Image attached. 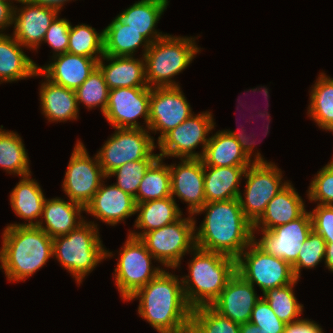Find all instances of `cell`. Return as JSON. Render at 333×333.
<instances>
[{"label": "cell", "instance_id": "1", "mask_svg": "<svg viewBox=\"0 0 333 333\" xmlns=\"http://www.w3.org/2000/svg\"><path fill=\"white\" fill-rule=\"evenodd\" d=\"M163 269L127 300H139L138 314L158 333H189L192 308L181 277Z\"/></svg>", "mask_w": 333, "mask_h": 333}, {"label": "cell", "instance_id": "2", "mask_svg": "<svg viewBox=\"0 0 333 333\" xmlns=\"http://www.w3.org/2000/svg\"><path fill=\"white\" fill-rule=\"evenodd\" d=\"M203 212L199 228L194 217L196 247L237 259L253 241V224L244 216L238 198L205 203L193 216Z\"/></svg>", "mask_w": 333, "mask_h": 333}, {"label": "cell", "instance_id": "3", "mask_svg": "<svg viewBox=\"0 0 333 333\" xmlns=\"http://www.w3.org/2000/svg\"><path fill=\"white\" fill-rule=\"evenodd\" d=\"M53 258V238L38 226H6L0 247V270L7 280L25 282Z\"/></svg>", "mask_w": 333, "mask_h": 333}, {"label": "cell", "instance_id": "4", "mask_svg": "<svg viewBox=\"0 0 333 333\" xmlns=\"http://www.w3.org/2000/svg\"><path fill=\"white\" fill-rule=\"evenodd\" d=\"M188 262V275L182 276L184 295L194 309L210 306L236 273V259L194 247Z\"/></svg>", "mask_w": 333, "mask_h": 333}, {"label": "cell", "instance_id": "5", "mask_svg": "<svg viewBox=\"0 0 333 333\" xmlns=\"http://www.w3.org/2000/svg\"><path fill=\"white\" fill-rule=\"evenodd\" d=\"M97 225L94 221L85 220L68 234L53 238V257L78 285L99 263L113 256L103 247Z\"/></svg>", "mask_w": 333, "mask_h": 333}, {"label": "cell", "instance_id": "6", "mask_svg": "<svg viewBox=\"0 0 333 333\" xmlns=\"http://www.w3.org/2000/svg\"><path fill=\"white\" fill-rule=\"evenodd\" d=\"M197 38L166 34L150 44L143 56L146 82L150 88L180 86L172 78L185 70L201 51L196 45Z\"/></svg>", "mask_w": 333, "mask_h": 333}, {"label": "cell", "instance_id": "7", "mask_svg": "<svg viewBox=\"0 0 333 333\" xmlns=\"http://www.w3.org/2000/svg\"><path fill=\"white\" fill-rule=\"evenodd\" d=\"M194 228L193 215L181 216L173 223L145 233L140 240L162 267L175 270L181 266L183 256L196 246Z\"/></svg>", "mask_w": 333, "mask_h": 333}, {"label": "cell", "instance_id": "8", "mask_svg": "<svg viewBox=\"0 0 333 333\" xmlns=\"http://www.w3.org/2000/svg\"><path fill=\"white\" fill-rule=\"evenodd\" d=\"M113 133L97 151L99 164L106 177L130 161L157 160V147L148 129L114 128Z\"/></svg>", "mask_w": 333, "mask_h": 333}, {"label": "cell", "instance_id": "9", "mask_svg": "<svg viewBox=\"0 0 333 333\" xmlns=\"http://www.w3.org/2000/svg\"><path fill=\"white\" fill-rule=\"evenodd\" d=\"M124 246L119 250V258L113 278L121 299L127 301L139 288L155 278L164 268L152 266L156 259L139 239L127 235Z\"/></svg>", "mask_w": 333, "mask_h": 333}, {"label": "cell", "instance_id": "10", "mask_svg": "<svg viewBox=\"0 0 333 333\" xmlns=\"http://www.w3.org/2000/svg\"><path fill=\"white\" fill-rule=\"evenodd\" d=\"M282 173V170L271 161L252 163L246 168L245 189L244 193L240 191L238 200L244 216L252 224L265 212L269 201L289 183L283 181Z\"/></svg>", "mask_w": 333, "mask_h": 333}, {"label": "cell", "instance_id": "11", "mask_svg": "<svg viewBox=\"0 0 333 333\" xmlns=\"http://www.w3.org/2000/svg\"><path fill=\"white\" fill-rule=\"evenodd\" d=\"M236 272L262 293L296 280L288 262L264 252L253 241L236 259Z\"/></svg>", "mask_w": 333, "mask_h": 333}, {"label": "cell", "instance_id": "12", "mask_svg": "<svg viewBox=\"0 0 333 333\" xmlns=\"http://www.w3.org/2000/svg\"><path fill=\"white\" fill-rule=\"evenodd\" d=\"M215 124L212 112L193 113L157 142L160 150L158 156L163 159L166 157L201 159ZM199 145L202 151L198 153L194 149Z\"/></svg>", "mask_w": 333, "mask_h": 333}, {"label": "cell", "instance_id": "13", "mask_svg": "<svg viewBox=\"0 0 333 333\" xmlns=\"http://www.w3.org/2000/svg\"><path fill=\"white\" fill-rule=\"evenodd\" d=\"M107 179L99 164L97 154L90 157L82 141L77 140L70 156L62 189L72 202L84 208L91 202L101 182Z\"/></svg>", "mask_w": 333, "mask_h": 333}, {"label": "cell", "instance_id": "14", "mask_svg": "<svg viewBox=\"0 0 333 333\" xmlns=\"http://www.w3.org/2000/svg\"><path fill=\"white\" fill-rule=\"evenodd\" d=\"M150 87H121L109 90L103 116L113 128L148 129ZM144 119V125L137 121Z\"/></svg>", "mask_w": 333, "mask_h": 333}, {"label": "cell", "instance_id": "15", "mask_svg": "<svg viewBox=\"0 0 333 333\" xmlns=\"http://www.w3.org/2000/svg\"><path fill=\"white\" fill-rule=\"evenodd\" d=\"M262 237L256 239L255 232ZM312 231L311 216L306 211L301 217L270 230H253V242L264 252L288 262L293 266L302 244Z\"/></svg>", "mask_w": 333, "mask_h": 333}, {"label": "cell", "instance_id": "16", "mask_svg": "<svg viewBox=\"0 0 333 333\" xmlns=\"http://www.w3.org/2000/svg\"><path fill=\"white\" fill-rule=\"evenodd\" d=\"M193 113L181 86L151 88L148 130L160 132L156 142Z\"/></svg>", "mask_w": 333, "mask_h": 333}, {"label": "cell", "instance_id": "17", "mask_svg": "<svg viewBox=\"0 0 333 333\" xmlns=\"http://www.w3.org/2000/svg\"><path fill=\"white\" fill-rule=\"evenodd\" d=\"M21 7L14 8L12 36L24 48L33 49L41 46L51 23L59 15L55 9L30 3L27 0H16Z\"/></svg>", "mask_w": 333, "mask_h": 333}, {"label": "cell", "instance_id": "18", "mask_svg": "<svg viewBox=\"0 0 333 333\" xmlns=\"http://www.w3.org/2000/svg\"><path fill=\"white\" fill-rule=\"evenodd\" d=\"M171 197L188 204L189 215H194L206 203L204 192V166L201 159H180L169 165Z\"/></svg>", "mask_w": 333, "mask_h": 333}, {"label": "cell", "instance_id": "19", "mask_svg": "<svg viewBox=\"0 0 333 333\" xmlns=\"http://www.w3.org/2000/svg\"><path fill=\"white\" fill-rule=\"evenodd\" d=\"M256 292L255 287L236 272L210 306L235 323H247L256 302L261 298Z\"/></svg>", "mask_w": 333, "mask_h": 333}, {"label": "cell", "instance_id": "20", "mask_svg": "<svg viewBox=\"0 0 333 333\" xmlns=\"http://www.w3.org/2000/svg\"><path fill=\"white\" fill-rule=\"evenodd\" d=\"M102 181L91 202L85 207L86 214L115 226L136 214V202L132 195L115 184L106 186Z\"/></svg>", "mask_w": 333, "mask_h": 333}, {"label": "cell", "instance_id": "21", "mask_svg": "<svg viewBox=\"0 0 333 333\" xmlns=\"http://www.w3.org/2000/svg\"><path fill=\"white\" fill-rule=\"evenodd\" d=\"M52 60L38 70L51 82L73 90L81 86L98 63L94 58L68 52L56 55Z\"/></svg>", "mask_w": 333, "mask_h": 333}, {"label": "cell", "instance_id": "22", "mask_svg": "<svg viewBox=\"0 0 333 333\" xmlns=\"http://www.w3.org/2000/svg\"><path fill=\"white\" fill-rule=\"evenodd\" d=\"M106 62H109L108 65ZM97 67L109 90L121 87H149L145 76L144 57L103 55Z\"/></svg>", "mask_w": 333, "mask_h": 333}, {"label": "cell", "instance_id": "23", "mask_svg": "<svg viewBox=\"0 0 333 333\" xmlns=\"http://www.w3.org/2000/svg\"><path fill=\"white\" fill-rule=\"evenodd\" d=\"M35 76L45 80L39 89L41 111L45 118L50 123L77 120L79 108L75 90L51 82L39 70Z\"/></svg>", "mask_w": 333, "mask_h": 333}, {"label": "cell", "instance_id": "24", "mask_svg": "<svg viewBox=\"0 0 333 333\" xmlns=\"http://www.w3.org/2000/svg\"><path fill=\"white\" fill-rule=\"evenodd\" d=\"M302 197L289 183L267 204L265 212L253 224V230H270L298 219L306 212Z\"/></svg>", "mask_w": 333, "mask_h": 333}, {"label": "cell", "instance_id": "25", "mask_svg": "<svg viewBox=\"0 0 333 333\" xmlns=\"http://www.w3.org/2000/svg\"><path fill=\"white\" fill-rule=\"evenodd\" d=\"M82 211L85 208L71 200L67 201L59 197L46 199L43 206V213L37 225L51 238L66 235L76 229L85 220Z\"/></svg>", "mask_w": 333, "mask_h": 333}, {"label": "cell", "instance_id": "26", "mask_svg": "<svg viewBox=\"0 0 333 333\" xmlns=\"http://www.w3.org/2000/svg\"><path fill=\"white\" fill-rule=\"evenodd\" d=\"M31 176L21 177L9 199L15 214L28 223H13L8 226H37L41 220L46 197L37 180Z\"/></svg>", "mask_w": 333, "mask_h": 333}, {"label": "cell", "instance_id": "27", "mask_svg": "<svg viewBox=\"0 0 333 333\" xmlns=\"http://www.w3.org/2000/svg\"><path fill=\"white\" fill-rule=\"evenodd\" d=\"M168 5V0H140L122 11L116 18L153 43L166 35L155 27Z\"/></svg>", "mask_w": 333, "mask_h": 333}, {"label": "cell", "instance_id": "28", "mask_svg": "<svg viewBox=\"0 0 333 333\" xmlns=\"http://www.w3.org/2000/svg\"><path fill=\"white\" fill-rule=\"evenodd\" d=\"M21 47L10 34H0V84L35 77L41 67Z\"/></svg>", "mask_w": 333, "mask_h": 333}, {"label": "cell", "instance_id": "29", "mask_svg": "<svg viewBox=\"0 0 333 333\" xmlns=\"http://www.w3.org/2000/svg\"><path fill=\"white\" fill-rule=\"evenodd\" d=\"M171 196L162 199L147 201L136 204V213L134 227L139 229L129 231V235L135 238H141L145 233L159 229L167 224L178 220L183 212Z\"/></svg>", "mask_w": 333, "mask_h": 333}, {"label": "cell", "instance_id": "30", "mask_svg": "<svg viewBox=\"0 0 333 333\" xmlns=\"http://www.w3.org/2000/svg\"><path fill=\"white\" fill-rule=\"evenodd\" d=\"M248 166H204V192L206 203L238 198L240 183Z\"/></svg>", "mask_w": 333, "mask_h": 333}, {"label": "cell", "instance_id": "31", "mask_svg": "<svg viewBox=\"0 0 333 333\" xmlns=\"http://www.w3.org/2000/svg\"><path fill=\"white\" fill-rule=\"evenodd\" d=\"M201 160L203 166L210 167L250 166L253 163L243 153L238 141L224 130L210 136Z\"/></svg>", "mask_w": 333, "mask_h": 333}, {"label": "cell", "instance_id": "32", "mask_svg": "<svg viewBox=\"0 0 333 333\" xmlns=\"http://www.w3.org/2000/svg\"><path fill=\"white\" fill-rule=\"evenodd\" d=\"M104 55L134 56L137 49L142 47V56L145 55L150 42L138 31L121 23L116 17L103 29Z\"/></svg>", "mask_w": 333, "mask_h": 333}, {"label": "cell", "instance_id": "33", "mask_svg": "<svg viewBox=\"0 0 333 333\" xmlns=\"http://www.w3.org/2000/svg\"><path fill=\"white\" fill-rule=\"evenodd\" d=\"M310 90L308 116L326 131L333 125V78L324 72L319 73Z\"/></svg>", "mask_w": 333, "mask_h": 333}, {"label": "cell", "instance_id": "34", "mask_svg": "<svg viewBox=\"0 0 333 333\" xmlns=\"http://www.w3.org/2000/svg\"><path fill=\"white\" fill-rule=\"evenodd\" d=\"M0 127V167L20 177L31 174L29 156L18 133Z\"/></svg>", "mask_w": 333, "mask_h": 333}, {"label": "cell", "instance_id": "35", "mask_svg": "<svg viewBox=\"0 0 333 333\" xmlns=\"http://www.w3.org/2000/svg\"><path fill=\"white\" fill-rule=\"evenodd\" d=\"M158 158L147 170L139 184L136 204L171 196V177L169 165Z\"/></svg>", "mask_w": 333, "mask_h": 333}, {"label": "cell", "instance_id": "36", "mask_svg": "<svg viewBox=\"0 0 333 333\" xmlns=\"http://www.w3.org/2000/svg\"><path fill=\"white\" fill-rule=\"evenodd\" d=\"M104 33L97 32L88 24L70 26L67 52L94 58L97 61L104 55Z\"/></svg>", "mask_w": 333, "mask_h": 333}, {"label": "cell", "instance_id": "37", "mask_svg": "<svg viewBox=\"0 0 333 333\" xmlns=\"http://www.w3.org/2000/svg\"><path fill=\"white\" fill-rule=\"evenodd\" d=\"M299 280L284 287L269 289L262 297L269 303L276 316L285 324L296 322L302 318L303 305L299 304L293 291Z\"/></svg>", "mask_w": 333, "mask_h": 333}, {"label": "cell", "instance_id": "38", "mask_svg": "<svg viewBox=\"0 0 333 333\" xmlns=\"http://www.w3.org/2000/svg\"><path fill=\"white\" fill-rule=\"evenodd\" d=\"M189 333H240V324L222 316L211 306L192 309Z\"/></svg>", "mask_w": 333, "mask_h": 333}, {"label": "cell", "instance_id": "39", "mask_svg": "<svg viewBox=\"0 0 333 333\" xmlns=\"http://www.w3.org/2000/svg\"><path fill=\"white\" fill-rule=\"evenodd\" d=\"M78 108L82 103L89 110L100 107L102 115L108 104L109 88L100 69L95 68L76 90Z\"/></svg>", "mask_w": 333, "mask_h": 333}, {"label": "cell", "instance_id": "40", "mask_svg": "<svg viewBox=\"0 0 333 333\" xmlns=\"http://www.w3.org/2000/svg\"><path fill=\"white\" fill-rule=\"evenodd\" d=\"M155 161L156 160H138L127 162L112 171L107 178L109 179L114 175L117 179V182L114 184L120 189H122L124 192H127L133 197H135L140 182L145 176L148 168Z\"/></svg>", "mask_w": 333, "mask_h": 333}, {"label": "cell", "instance_id": "41", "mask_svg": "<svg viewBox=\"0 0 333 333\" xmlns=\"http://www.w3.org/2000/svg\"><path fill=\"white\" fill-rule=\"evenodd\" d=\"M325 254L326 242L321 235L312 230L301 246L296 263L292 266L296 279L300 280L302 268L312 269L324 261Z\"/></svg>", "mask_w": 333, "mask_h": 333}, {"label": "cell", "instance_id": "42", "mask_svg": "<svg viewBox=\"0 0 333 333\" xmlns=\"http://www.w3.org/2000/svg\"><path fill=\"white\" fill-rule=\"evenodd\" d=\"M306 197L319 205H333V168L329 164L311 180Z\"/></svg>", "mask_w": 333, "mask_h": 333}, {"label": "cell", "instance_id": "43", "mask_svg": "<svg viewBox=\"0 0 333 333\" xmlns=\"http://www.w3.org/2000/svg\"><path fill=\"white\" fill-rule=\"evenodd\" d=\"M249 322L266 333H284L286 327L262 296L253 308Z\"/></svg>", "mask_w": 333, "mask_h": 333}, {"label": "cell", "instance_id": "44", "mask_svg": "<svg viewBox=\"0 0 333 333\" xmlns=\"http://www.w3.org/2000/svg\"><path fill=\"white\" fill-rule=\"evenodd\" d=\"M69 20L59 16L51 23L42 43H47L53 50V56L67 52L69 45Z\"/></svg>", "mask_w": 333, "mask_h": 333}, {"label": "cell", "instance_id": "45", "mask_svg": "<svg viewBox=\"0 0 333 333\" xmlns=\"http://www.w3.org/2000/svg\"><path fill=\"white\" fill-rule=\"evenodd\" d=\"M312 230L321 235L326 243H333V205H319L309 211Z\"/></svg>", "mask_w": 333, "mask_h": 333}, {"label": "cell", "instance_id": "46", "mask_svg": "<svg viewBox=\"0 0 333 333\" xmlns=\"http://www.w3.org/2000/svg\"><path fill=\"white\" fill-rule=\"evenodd\" d=\"M257 115V114H256ZM258 116H260V117H262L263 119L266 117L267 119H265V120H267L268 122V124L265 126V134L264 135H267L268 134V132H269V123H270V121H271V119H270V115H269V113H258ZM257 116V117H258ZM254 120V119H253ZM225 132H227L230 136H233L237 141H238V143L240 144V147H241V149H242V151H243V153L246 155V157L250 160V161H252L253 163H266V162H268L267 160H265L263 157H262V155H261V153L260 152H258V150H257V152H255L256 154L254 155V154H252L253 152H254V150L253 149H255L254 147L256 146V139L254 138L255 136H254V134H252V133H250V134H248L247 135V133H246V129H242V130H237V131H234V130H224ZM253 137V138H252ZM253 140H252V139ZM262 141V140H261ZM253 155H254V157H253ZM254 158V159H252V157Z\"/></svg>", "mask_w": 333, "mask_h": 333}, {"label": "cell", "instance_id": "47", "mask_svg": "<svg viewBox=\"0 0 333 333\" xmlns=\"http://www.w3.org/2000/svg\"><path fill=\"white\" fill-rule=\"evenodd\" d=\"M321 326L311 319H300L296 322L286 324L284 333H324Z\"/></svg>", "mask_w": 333, "mask_h": 333}, {"label": "cell", "instance_id": "48", "mask_svg": "<svg viewBox=\"0 0 333 333\" xmlns=\"http://www.w3.org/2000/svg\"><path fill=\"white\" fill-rule=\"evenodd\" d=\"M14 1L16 2V0H0V34H5L3 31L13 26Z\"/></svg>", "mask_w": 333, "mask_h": 333}, {"label": "cell", "instance_id": "49", "mask_svg": "<svg viewBox=\"0 0 333 333\" xmlns=\"http://www.w3.org/2000/svg\"><path fill=\"white\" fill-rule=\"evenodd\" d=\"M27 1L36 5H41L44 7L55 9L58 12H60V10L63 9L62 7L65 5V3L72 0H27Z\"/></svg>", "mask_w": 333, "mask_h": 333}, {"label": "cell", "instance_id": "50", "mask_svg": "<svg viewBox=\"0 0 333 333\" xmlns=\"http://www.w3.org/2000/svg\"><path fill=\"white\" fill-rule=\"evenodd\" d=\"M325 267L333 273V243H326Z\"/></svg>", "mask_w": 333, "mask_h": 333}, {"label": "cell", "instance_id": "51", "mask_svg": "<svg viewBox=\"0 0 333 333\" xmlns=\"http://www.w3.org/2000/svg\"><path fill=\"white\" fill-rule=\"evenodd\" d=\"M240 333H266L262 332V329H260L258 326L247 322L240 324Z\"/></svg>", "mask_w": 333, "mask_h": 333}, {"label": "cell", "instance_id": "52", "mask_svg": "<svg viewBox=\"0 0 333 333\" xmlns=\"http://www.w3.org/2000/svg\"><path fill=\"white\" fill-rule=\"evenodd\" d=\"M259 88H260V87H258V89H257V88H256V89H255V88H253V89H249V91H251V90H252L253 92L259 91V92L263 93V95H264V97L266 98V100H268V97H269L268 88H266V87H263V88H262V86H261V89H259ZM249 91H248V92H249ZM245 102H246V101H245ZM240 103H242V102H240V100H238V104H239L240 106H242V104H240ZM239 105H238V107H239ZM245 105H246V104H245ZM238 107H237V110H238ZM267 108H268V102H267ZM267 110H268V109H267ZM267 110H266V107H265V111L262 112V111L259 110L258 113H269V112H267ZM245 122H248V121H245ZM240 126H241V127H240L241 130L244 129V128L242 127L243 125H240ZM237 130H239V129H237Z\"/></svg>", "mask_w": 333, "mask_h": 333}, {"label": "cell", "instance_id": "53", "mask_svg": "<svg viewBox=\"0 0 333 333\" xmlns=\"http://www.w3.org/2000/svg\"><path fill=\"white\" fill-rule=\"evenodd\" d=\"M326 131H330L333 133V125L331 127H329Z\"/></svg>", "mask_w": 333, "mask_h": 333}, {"label": "cell", "instance_id": "54", "mask_svg": "<svg viewBox=\"0 0 333 333\" xmlns=\"http://www.w3.org/2000/svg\"><path fill=\"white\" fill-rule=\"evenodd\" d=\"M328 164L333 168V157H332V160L330 162H328Z\"/></svg>", "mask_w": 333, "mask_h": 333}]
</instances>
